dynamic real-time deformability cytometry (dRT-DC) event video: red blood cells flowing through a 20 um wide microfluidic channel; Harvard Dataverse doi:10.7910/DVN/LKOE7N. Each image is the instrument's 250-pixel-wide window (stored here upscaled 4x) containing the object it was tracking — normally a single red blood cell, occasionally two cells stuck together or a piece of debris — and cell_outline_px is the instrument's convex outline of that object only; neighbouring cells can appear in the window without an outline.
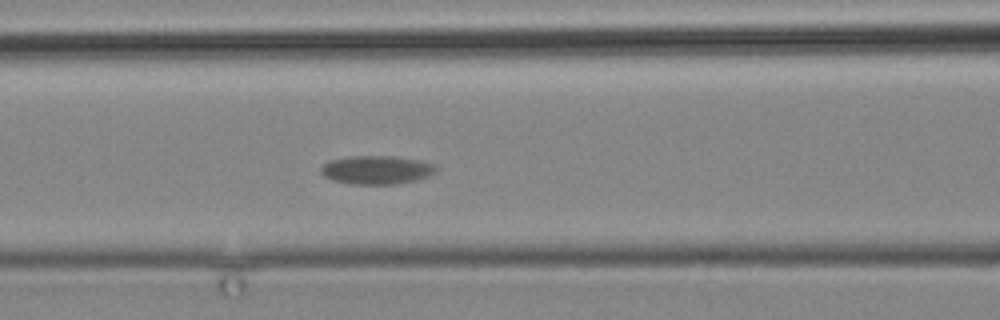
{"species": "common noctule bat (a hibernating species)", "species_latin": "Nyctalus noctula", "temperature_condition": "cold", "stored_images_in_passage": 3, "camera_frame_rate_fps": 3000, "um_per_image_px": 0.085, "animal": {"sex": "male", "body_mass_g": 19.2, "forearm_length_mm": 51.8}, "frame": {"image": 1, "passage_image": 3, "time_ms": 2.333, "image_size_px": [1000, 320], "cell_outline_px": [[440, 168], [436, 172], [428, 176], [416, 180], [396, 184], [352, 184], [332, 180], [324, 176], [320, 172], [320, 168], [328, 160], [348, 156], [396, 156], [420, 160], [436, 164]], "centroid_in_image_um": [32.04, 14.43], "position_along_channel_um": 134.6, "area_um2": 19.48}}